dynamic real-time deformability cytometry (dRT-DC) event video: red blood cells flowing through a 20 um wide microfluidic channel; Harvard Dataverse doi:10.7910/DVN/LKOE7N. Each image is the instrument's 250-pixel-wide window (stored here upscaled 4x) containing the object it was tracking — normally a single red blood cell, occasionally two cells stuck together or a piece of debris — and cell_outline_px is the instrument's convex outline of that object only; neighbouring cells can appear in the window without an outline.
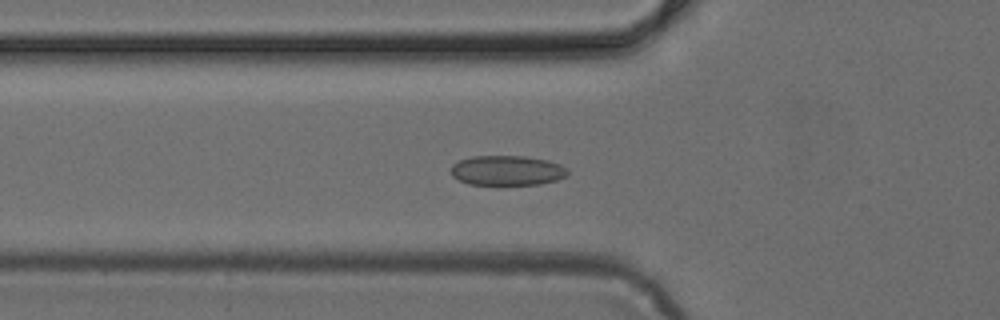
{"species": "common noctule bat (a hibernating species)", "species_latin": "Nyctalus noctula", "temperature_condition": "cold", "stored_images_in_passage": 49, "camera_frame_rate_fps": 3000, "um_per_image_px": 0.085, "animal": {"sex": "female", "body_mass_g": 24.6, "forearm_length_mm": 56.2}, "frame": {"image": 1, "passage_image": 17, "time_ms": 5.333, "image_size_px": [1000, 320], "cell_outline_px": [[568, 176], [556, 180], [540, 184], [468, 184], [452, 176], [452, 164], [460, 160], [472, 156], [524, 156], [548, 160], [560, 164], [568, 168]], "centroid_in_image_um": [43.14, 14.48], "position_along_channel_um": 82.7, "area_um2": 20.29}}
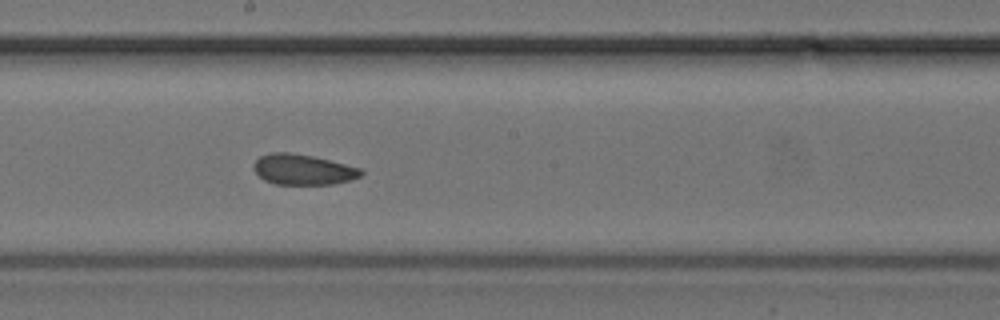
{"frame": {"image": 2, "passage_image": 27, "time_ms": 8.667, "image_size_px": [1000, 320], "cell_outline_px": [[364, 172], [360, 176], [352, 180], [332, 184], [276, 184], [264, 180], [252, 168], [252, 164], [260, 156], [272, 152], [292, 152], [312, 156], [360, 168]], "centroid_in_image_um": [25.73, 14.41], "position_along_channel_um": 222.5, "area_um2": 19.02}}
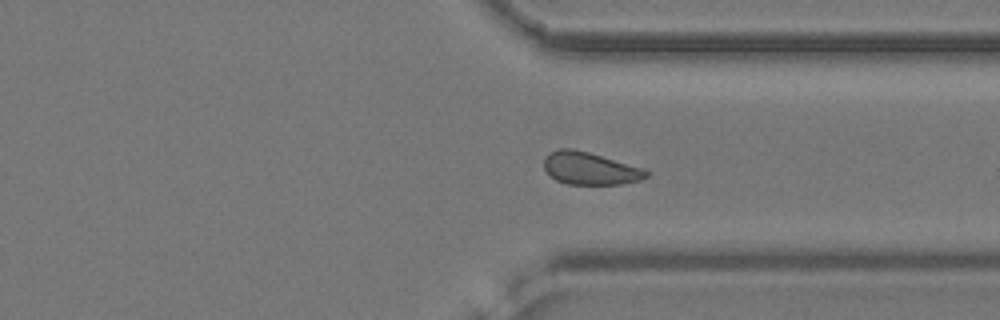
{"frame": {"image": 3, "passage_image": 37, "time_ms": 12.0, "image_size_px": [1000, 320], "cell_outline_px": [[652, 172], [648, 176], [640, 180], [624, 184], [568, 184], [556, 180], [544, 168], [544, 160], [552, 152], [560, 148], [572, 148], [588, 152], [644, 168]], "centroid_in_image_um": [50.21, 14.32], "position_along_channel_um": 361.2, "area_um2": 19.25}}